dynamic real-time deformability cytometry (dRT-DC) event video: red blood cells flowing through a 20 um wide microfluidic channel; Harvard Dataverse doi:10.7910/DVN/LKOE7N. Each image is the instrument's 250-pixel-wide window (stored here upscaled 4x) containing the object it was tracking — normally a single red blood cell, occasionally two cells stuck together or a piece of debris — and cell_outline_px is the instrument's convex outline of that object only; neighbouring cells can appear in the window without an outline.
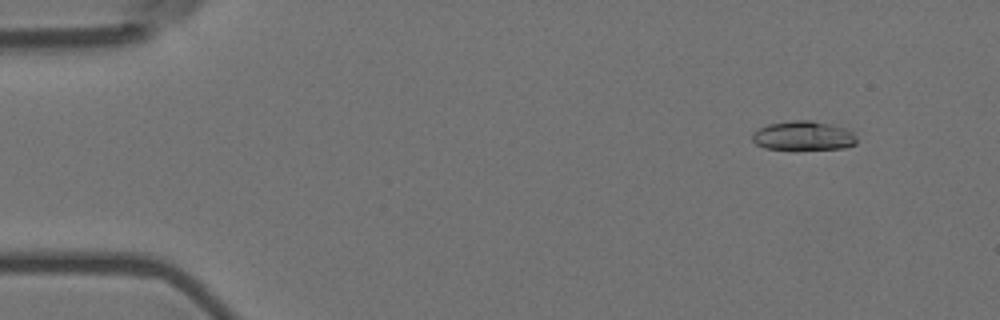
{"species": "Egyptian fruit bat (a non-hibernating species)", "species_latin": "Rousettus aegyptiacus", "temperature_condition": "room temperature", "stored_images_in_passage": 5, "camera_frame_rate_fps": 3000, "um_per_image_px": 0.085, "animal": {"sex": "female"}, "frame": {"image": 1, "passage_image": 2, "time_ms": 0.333, "image_size_px": [1000, 320], "cell_outline_px": [[856, 144], [844, 148], [764, 148], [756, 144], [752, 140], [752, 132], [768, 124], [792, 120], [812, 120], [844, 128], [852, 132], [856, 136]], "centroid_in_image_um": [68.26, 11.52], "position_along_channel_um": 16.7, "area_um2": 17.4}}
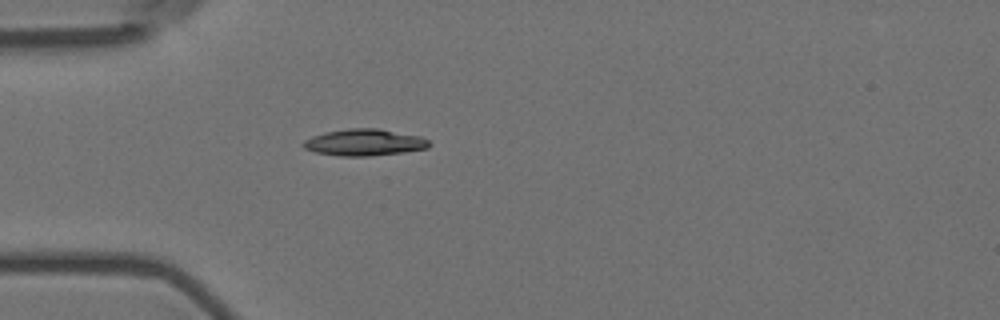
{"frame": {"image": 2, "passage_image": 5, "time_ms": 1.333, "image_size_px": [1000, 320], "cell_outline_px": [[432, 144], [428, 148], [404, 152], [368, 156], [340, 156], [316, 152], [304, 148], [300, 144], [304, 140], [312, 136], [324, 132], [348, 128], [376, 128], [420, 136], [428, 140]], "centroid_in_image_um": [30.95, 12.1], "position_along_channel_um": 54.0, "area_um2": 19.59}}